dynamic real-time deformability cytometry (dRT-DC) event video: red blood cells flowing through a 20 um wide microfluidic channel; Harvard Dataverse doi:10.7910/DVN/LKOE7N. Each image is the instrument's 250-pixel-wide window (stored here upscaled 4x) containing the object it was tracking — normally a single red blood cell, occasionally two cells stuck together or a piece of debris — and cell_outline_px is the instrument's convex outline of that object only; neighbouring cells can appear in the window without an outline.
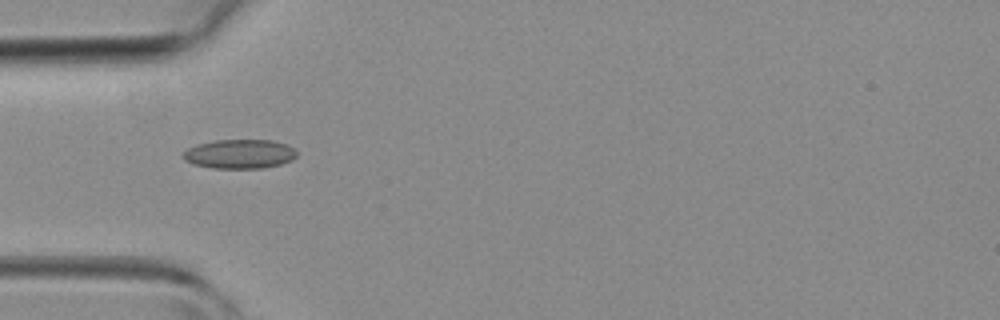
{"species": "common noctule bat (a hibernating species)", "species_latin": "Nyctalus noctula", "temperature_condition": "room temperature", "stored_images_in_passage": 31, "camera_frame_rate_fps": 3000, "um_per_image_px": 0.085, "animal": {"sex": "female", "body_mass_g": 19.3, "forearm_length_mm": 54.1}, "frame": {"image": 1, "passage_image": 1, "time_ms": 0.0, "image_size_px": [1000, 320], "cell_outline_px": [[296, 156], [292, 160], [280, 164], [264, 168], [212, 168], [192, 164], [184, 160], [180, 156], [188, 148], [196, 144], [216, 140], [272, 140], [284, 144], [292, 148], [296, 152]], "centroid_in_image_um": [20.31, 13.09], "position_along_channel_um": 64.7, "area_um2": 19.36}}
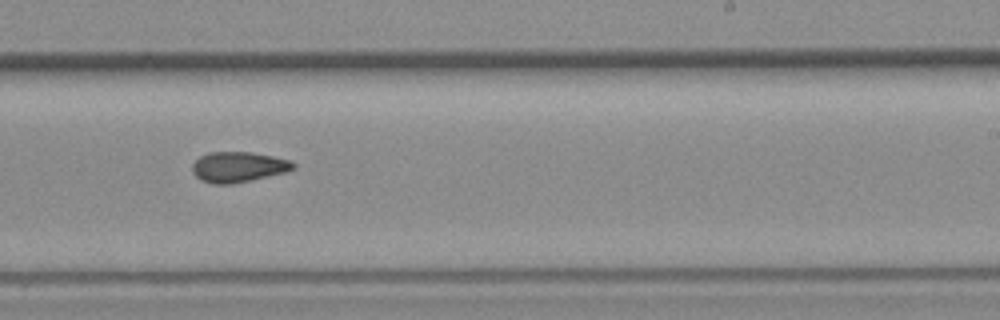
{"frame": {"image": 2, "passage_image": 14, "time_ms": 4.333, "image_size_px": [1000, 320], "cell_outline_px": [[296, 168], [284, 172], [252, 180], [232, 184], [212, 184], [200, 180], [192, 172], [192, 164], [200, 156], [208, 152], [252, 152], [292, 160], [296, 164]], "centroid_in_image_um": [20.25, 14.19], "position_along_channel_um": 268.7, "area_um2": 18.03}}
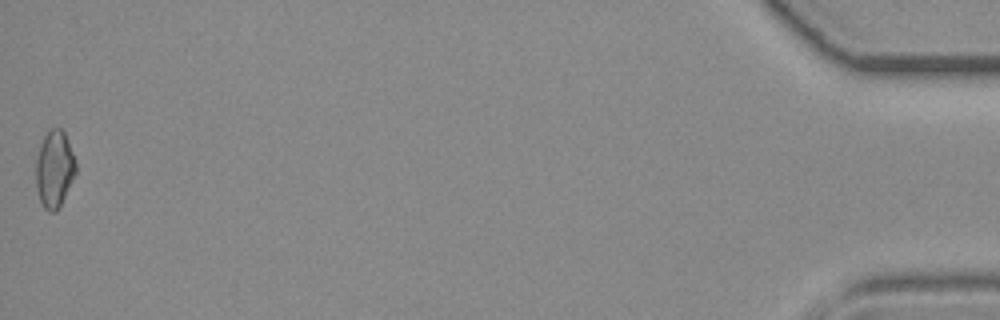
{"frame": {"image": 3, "passage_image": 31, "time_ms": 10.0, "image_size_px": [1000, 320], "cell_outline_px": [[76, 172], [56, 212], [48, 212], [44, 208], [40, 200], [36, 188], [36, 160], [40, 144], [44, 136], [52, 128], [60, 128], [64, 132], [76, 164]], "centroid_in_image_um": [4.6, 14.38], "position_along_channel_um": 430.6, "area_um2": 17.51}}